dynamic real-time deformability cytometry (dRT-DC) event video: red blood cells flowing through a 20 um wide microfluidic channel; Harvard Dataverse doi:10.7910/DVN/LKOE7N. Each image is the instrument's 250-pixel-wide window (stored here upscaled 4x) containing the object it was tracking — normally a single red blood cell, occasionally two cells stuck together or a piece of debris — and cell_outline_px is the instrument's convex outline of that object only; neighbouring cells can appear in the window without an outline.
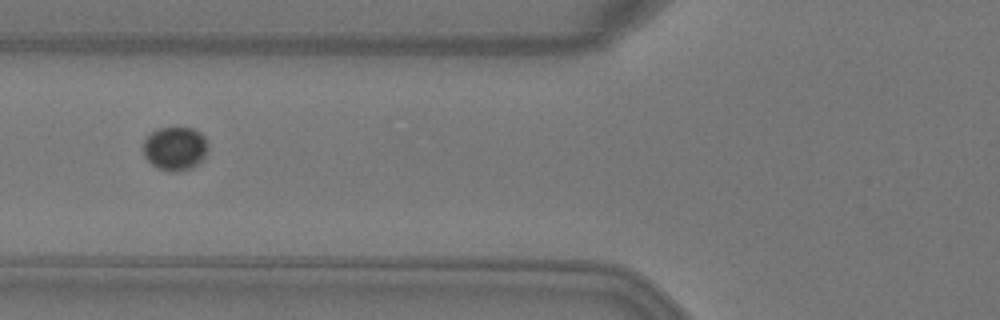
{"species": "Egyptian fruit bat (a non-hibernating species)", "species_latin": "Rousettus aegyptiacus", "temperature_condition": "warm", "stored_images_in_passage": 2, "camera_frame_rate_fps": 3000, "um_per_image_px": 0.085, "animal": {"sex": "female"}, "frame": {"image": 1, "passage_image": 2, "time_ms": 0.333, "image_size_px": [1000, 320], "cell_outline_px": [[208, 148], [204, 156], [192, 168], [176, 172], [172, 172], [156, 168], [144, 156], [144, 140], [156, 128], [192, 128], [200, 132], [204, 136], [208, 144]], "centroid_in_image_um": [14.88, 12.62], "position_along_channel_um": 110.9, "area_um2": 16.42}}